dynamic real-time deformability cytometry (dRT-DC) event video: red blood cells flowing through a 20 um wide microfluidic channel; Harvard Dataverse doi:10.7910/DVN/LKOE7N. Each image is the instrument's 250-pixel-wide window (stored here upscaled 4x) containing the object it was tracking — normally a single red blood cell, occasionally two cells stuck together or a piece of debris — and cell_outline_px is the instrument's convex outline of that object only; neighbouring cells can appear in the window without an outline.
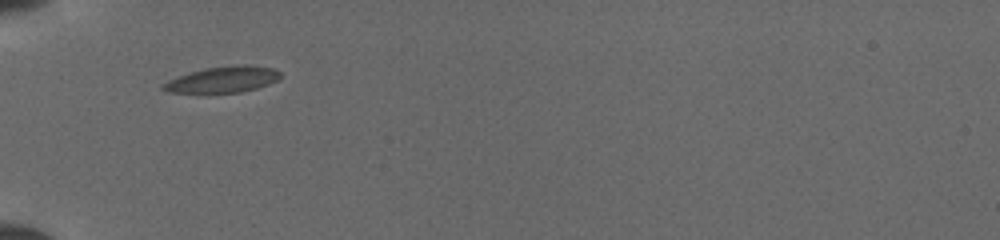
{"species": "common noctule bat (a hibernating species)", "species_latin": "Nyctalus noctula", "temperature_condition": "cold", "stored_images_in_passage": 4, "camera_frame_rate_fps": 3000, "um_per_image_px": 0.085, "animal": {"sex": "female", "body_mass_g": 19.5, "forearm_length_mm": 54.1}, "frame": {"image": 1, "passage_image": 1, "time_ms": 0.0, "image_size_px": [1000, 240], "cell_outline_px": [[280, 76], [276, 80], [268, 84], [256, 88], [240, 92], [168, 92], [160, 88], [160, 84], [168, 80], [204, 68], [236, 64], [248, 64], [272, 68], [280, 72]], "centroid_in_image_um": [18.93, 6.74], "position_along_channel_um": 66.1, "area_um2": 17.63}}
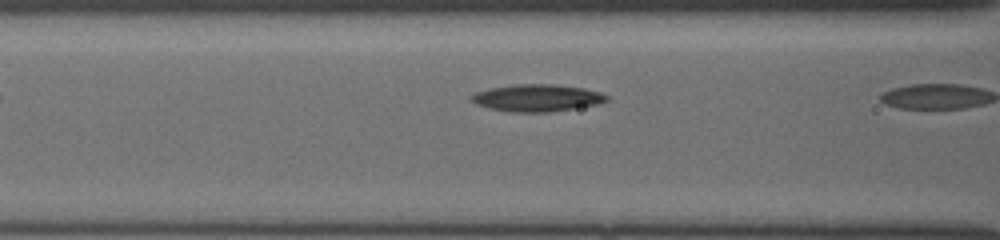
{"frame": {"image": 2, "passage_image": 3, "time_ms": 0.667, "image_size_px": [1000, 240], "cell_outline_px": [[608, 100], [596, 104], [552, 112], [508, 112], [488, 108], [476, 104], [468, 96], [476, 92], [488, 88], [516, 84], [556, 84], [584, 88], [600, 92], [608, 96]], "centroid_in_image_um": [45.61, 8.32], "position_along_channel_um": 121.0, "area_um2": 21.5}}